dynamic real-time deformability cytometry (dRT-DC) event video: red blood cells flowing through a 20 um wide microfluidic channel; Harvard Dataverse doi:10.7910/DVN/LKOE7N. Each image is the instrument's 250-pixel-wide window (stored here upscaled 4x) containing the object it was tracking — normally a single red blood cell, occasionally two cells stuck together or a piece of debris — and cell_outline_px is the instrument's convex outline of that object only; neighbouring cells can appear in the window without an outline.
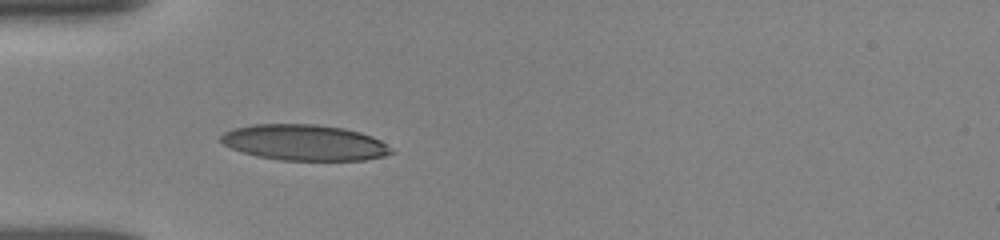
{"species": "human", "species_latin": "Homo sapiens", "temperature_condition": "room temperature", "stored_images_in_passage": 2, "camera_frame_rate_fps": 3000, "um_per_image_px": 0.085, "donor": {"sex": "female"}, "frame": {"image": 1, "passage_image": 1, "time_ms": 0.0, "image_size_px": [1000, 240], "cell_outline_px": [[396, 152], [384, 156], [364, 160], [280, 160], [256, 156], [232, 148], [224, 144], [220, 140], [220, 136], [224, 132], [236, 128], [252, 124], [316, 124], [344, 128], [360, 132], [372, 136], [380, 140]], "centroid_in_image_um": [25.9, 12.11], "position_along_channel_um": 59.1, "area_um2": 35.55}}